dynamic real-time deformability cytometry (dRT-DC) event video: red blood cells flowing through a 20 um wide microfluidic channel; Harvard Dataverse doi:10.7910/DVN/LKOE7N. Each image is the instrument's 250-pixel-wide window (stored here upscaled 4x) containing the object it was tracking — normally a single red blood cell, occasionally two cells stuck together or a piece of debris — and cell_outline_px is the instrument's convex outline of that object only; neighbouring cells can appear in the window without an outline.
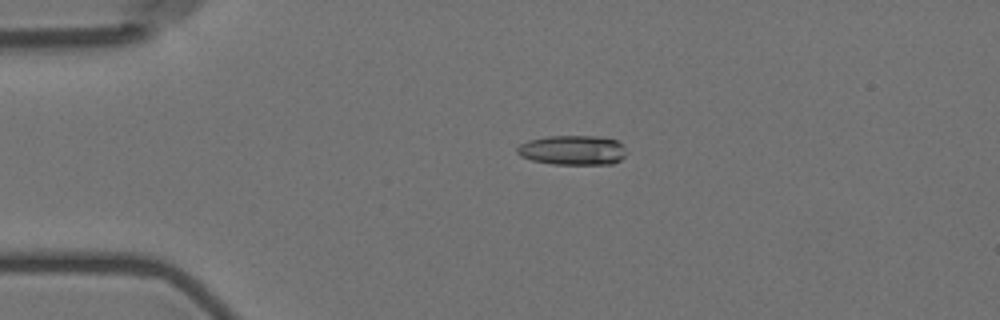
{"species": "Egyptian fruit bat (a non-hibernating species)", "species_latin": "Rousettus aegyptiacus", "temperature_condition": "room temperature", "stored_images_in_passage": 5, "camera_frame_rate_fps": 3000, "um_per_image_px": 0.085, "animal": {"sex": "female"}, "frame": {"image": 1, "passage_image": 4, "time_ms": 3.333, "image_size_px": [1000, 320], "cell_outline_px": [[624, 156], [620, 160], [612, 164], [552, 164], [532, 160], [520, 156], [516, 152], [516, 148], [520, 144], [528, 140], [548, 136], [596, 136], [616, 140], [624, 144]], "centroid_in_image_um": [48.65, 12.76], "position_along_channel_um": 36.3, "area_um2": 18.9}}